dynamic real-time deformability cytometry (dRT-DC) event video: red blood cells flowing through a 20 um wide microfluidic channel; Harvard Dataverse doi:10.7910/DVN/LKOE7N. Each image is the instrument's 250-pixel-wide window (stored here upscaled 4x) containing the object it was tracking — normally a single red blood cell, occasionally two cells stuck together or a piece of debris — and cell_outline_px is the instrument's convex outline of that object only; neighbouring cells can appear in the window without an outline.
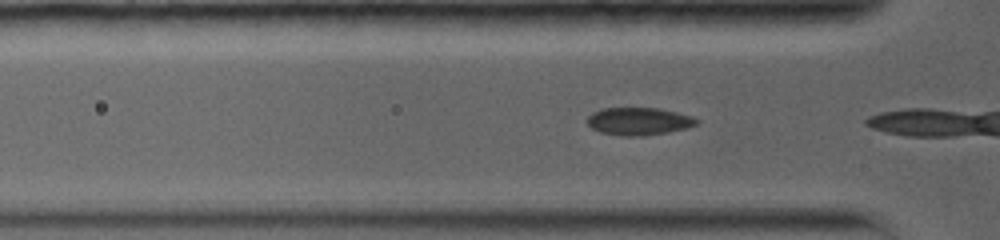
{"species": "common noctule bat (a hibernating species)", "species_latin": "Nyctalus noctula", "temperature_condition": "warm", "stored_images_in_passage": 3, "camera_frame_rate_fps": 5000, "um_per_image_px": 0.085, "animal": {"sex": "female", "body_mass_g": 19.0, "forearm_length_mm": 56.7}, "frame": {"image": 1, "passage_image": 2, "time_ms": 0.4, "image_size_px": [1000, 240], "cell_outline_px": [[700, 120], [696, 124], [688, 128], [668, 132], [640, 136], [620, 136], [600, 132], [592, 128], [588, 124], [588, 116], [592, 112], [600, 108], [656, 108], [676, 112], [692, 116]], "centroid_in_image_um": [54.29, 10.31], "position_along_channel_um": 71.5, "area_um2": 17.63}}